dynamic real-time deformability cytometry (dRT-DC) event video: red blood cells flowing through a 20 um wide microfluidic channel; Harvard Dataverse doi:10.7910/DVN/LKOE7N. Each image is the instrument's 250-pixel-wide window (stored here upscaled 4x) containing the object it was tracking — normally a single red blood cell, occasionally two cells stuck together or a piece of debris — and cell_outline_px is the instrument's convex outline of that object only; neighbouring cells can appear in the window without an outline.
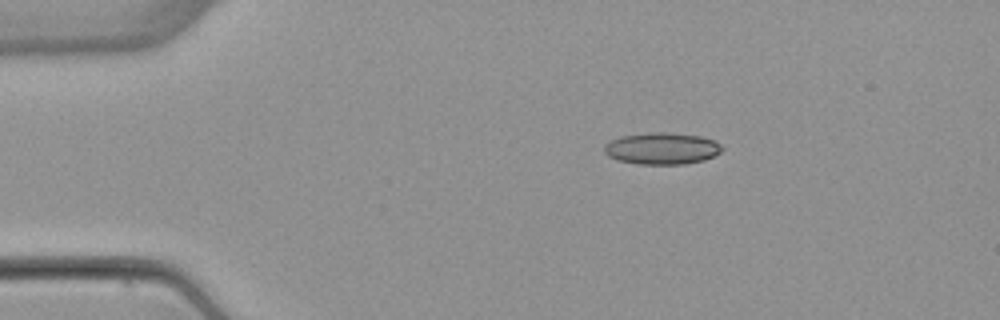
{"species": "common noctule bat (a hibernating species)", "species_latin": "Nyctalus noctula", "temperature_condition": "warm", "stored_images_in_passage": 44, "camera_frame_rate_fps": 3000, "um_per_image_px": 0.085, "animal": {"sex": "female", "body_mass_g": 22.7, "forearm_length_mm": 54.2}, "frame": {"image": 1, "passage_image": 1, "time_ms": 0.0, "image_size_px": [1000, 320], "cell_outline_px": [[724, 148], [720, 152], [704, 160], [684, 164], [636, 164], [616, 160], [608, 156], [604, 152], [604, 144], [620, 136], [656, 132], [664, 132], [700, 136], [716, 140]], "centroid_in_image_um": [56.25, 12.62], "position_along_channel_um": 28.7, "area_um2": 21.85}}
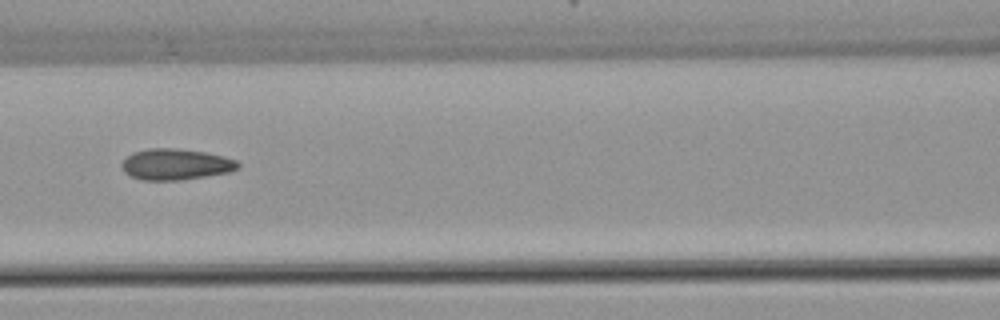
{"frame": {"image": 2, "passage_image": 15, "time_ms": 4.667, "image_size_px": [1000, 320], "cell_outline_px": [[240, 164], [236, 168], [228, 172], [180, 180], [140, 180], [124, 172], [120, 164], [132, 152], [148, 148], [176, 148], [204, 152], [224, 156], [236, 160]], "centroid_in_image_um": [14.89, 13.96], "position_along_channel_um": 151.7, "area_um2": 20.92}}
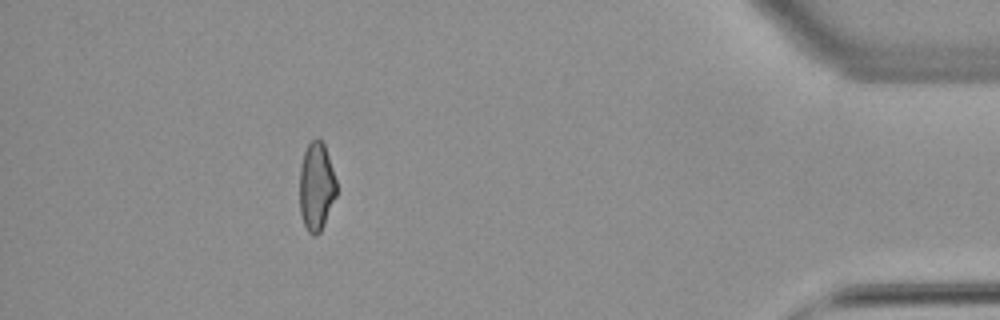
{"frame": {"image": 3, "passage_image": 39, "time_ms": 12.667, "image_size_px": [1000, 320], "cell_outline_px": [[336, 196], [324, 224], [320, 232], [316, 236], [312, 236], [308, 232], [304, 224], [300, 212], [300, 168], [304, 152], [308, 144], [316, 136], [324, 144], [336, 180]], "centroid_in_image_um": [26.88, 15.87], "position_along_channel_um": 408.3, "area_um2": 18.9}, "authors_computed_cell_mechanics": {"area_um2": 20.3167, "velocity_mm_per_s": 3.8848, "shape_relaxation_time_tau1_ms": null, "shape_relaxation_time_tau2_ms": 1.5699, "deformation_change_tau1": null, "deformation_change_tau2": 0.0845}}